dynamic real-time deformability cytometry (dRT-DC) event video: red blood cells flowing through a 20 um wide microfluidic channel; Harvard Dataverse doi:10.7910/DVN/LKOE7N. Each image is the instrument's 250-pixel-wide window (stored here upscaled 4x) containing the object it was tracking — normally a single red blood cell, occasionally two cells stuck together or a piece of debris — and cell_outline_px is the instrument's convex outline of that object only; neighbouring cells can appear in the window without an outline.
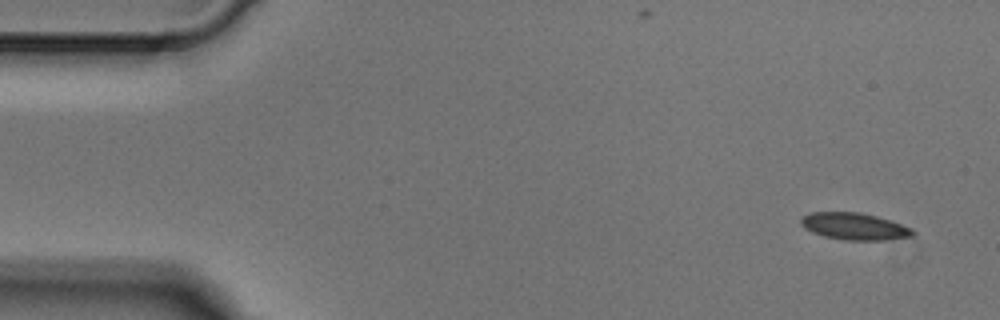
{"species": "Egyptian fruit bat (a non-hibernating species)", "species_latin": "Rousettus aegyptiacus", "temperature_condition": "cold", "stored_images_in_passage": 3, "camera_frame_rate_fps": 3000, "um_per_image_px": 0.085, "animal": {"sex": "male"}, "frame": {"image": 1, "passage_image": 1, "time_ms": 0.0, "image_size_px": [1000, 320], "cell_outline_px": [[916, 232], [912, 236], [884, 240], [844, 240], [824, 236], [812, 232], [804, 228], [800, 224], [800, 220], [808, 212], [860, 212], [892, 220], [912, 228]], "centroid_in_image_um": [72.63, 19.23], "position_along_channel_um": 12.4, "area_um2": 17.69}}
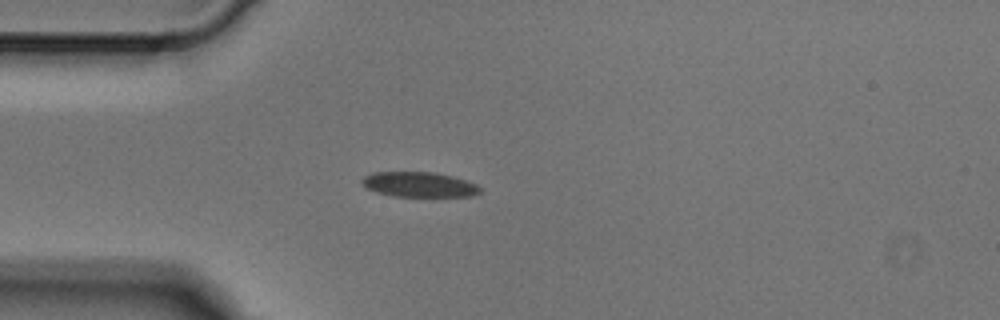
{"frame": {"image": 2, "passage_image": 3, "time_ms": 0.667, "image_size_px": [1000, 320], "cell_outline_px": [[480, 192], [472, 196], [392, 196], [376, 192], [368, 188], [360, 180], [364, 176], [372, 172], [432, 172], [452, 176], [476, 184], [480, 188]], "centroid_in_image_um": [35.6, 15.68], "position_along_channel_um": 49.4, "area_um2": 17.05}}